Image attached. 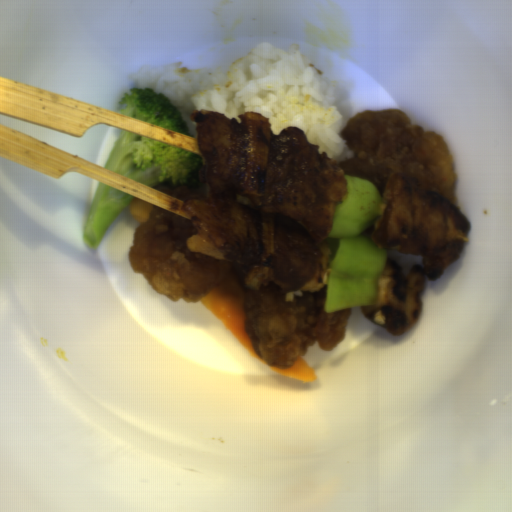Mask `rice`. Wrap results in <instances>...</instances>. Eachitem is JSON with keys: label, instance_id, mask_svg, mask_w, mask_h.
Here are the masks:
<instances>
[{"label": "rice", "instance_id": "obj_1", "mask_svg": "<svg viewBox=\"0 0 512 512\" xmlns=\"http://www.w3.org/2000/svg\"><path fill=\"white\" fill-rule=\"evenodd\" d=\"M128 77L138 90L163 93L193 136L198 131L190 116L196 110L224 113L241 124L239 114L256 112L268 118L276 135L288 126L301 129L307 142L330 160L354 157L341 136L346 123L335 90L297 45L282 50L262 42L223 67L193 69L177 61L143 65Z\"/></svg>", "mask_w": 512, "mask_h": 512}]
</instances>
